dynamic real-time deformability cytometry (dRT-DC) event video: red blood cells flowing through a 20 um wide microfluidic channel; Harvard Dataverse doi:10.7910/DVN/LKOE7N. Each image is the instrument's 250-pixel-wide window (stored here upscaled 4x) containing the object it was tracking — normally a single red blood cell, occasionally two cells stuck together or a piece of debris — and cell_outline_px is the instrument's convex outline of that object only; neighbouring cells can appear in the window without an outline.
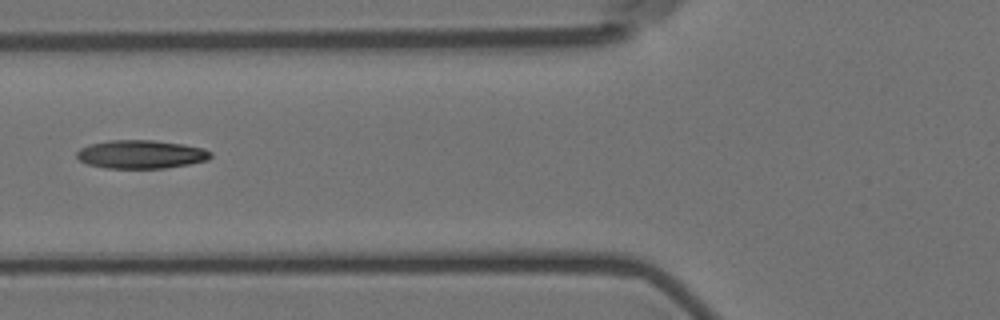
{"species": "Egyptian fruit bat (a non-hibernating species)", "species_latin": "Rousettus aegyptiacus", "temperature_condition": "room temperature", "stored_images_in_passage": 7, "camera_frame_rate_fps": 3000, "um_per_image_px": 0.085, "animal": {"sex": "female"}, "frame": {"image": 1, "passage_image": 7, "time_ms": 7.0, "image_size_px": [1000, 320], "cell_outline_px": [[212, 156], [208, 160], [188, 164], [164, 168], [104, 168], [88, 164], [80, 160], [76, 156], [76, 152], [80, 148], [88, 144], [112, 140], [152, 140], [184, 144], [204, 148], [212, 152]], "centroid_in_image_um": [11.99, 13.11], "position_along_channel_um": 113.8, "area_um2": 22.25}}